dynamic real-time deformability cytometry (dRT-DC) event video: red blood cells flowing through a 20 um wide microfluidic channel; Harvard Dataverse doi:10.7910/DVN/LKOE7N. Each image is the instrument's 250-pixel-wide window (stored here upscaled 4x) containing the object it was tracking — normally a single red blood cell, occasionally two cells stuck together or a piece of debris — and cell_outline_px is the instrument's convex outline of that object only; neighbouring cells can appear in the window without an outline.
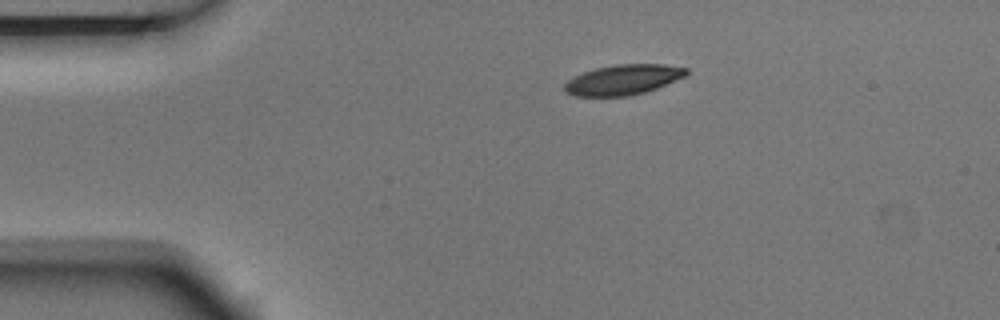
{"species": "Egyptian fruit bat (a non-hibernating species)", "species_latin": "Rousettus aegyptiacus", "temperature_condition": "room temperature", "stored_images_in_passage": 5, "camera_frame_rate_fps": 3000, "um_per_image_px": 0.085, "animal": {"sex": "male"}, "frame": {"image": 1, "passage_image": 5, "time_ms": 1.333, "image_size_px": [1000, 320], "cell_outline_px": [[688, 76], [656, 88], [644, 92], [628, 96], [576, 96], [568, 92], [564, 88], [564, 84], [568, 80], [584, 72], [596, 68], [616, 64], [664, 64], [688, 68]], "centroid_in_image_um": [53.03, 6.77], "position_along_channel_um": 32.0, "area_um2": 21.33}}